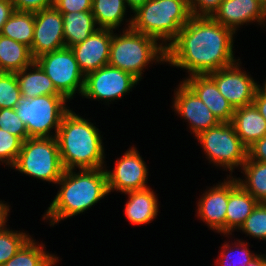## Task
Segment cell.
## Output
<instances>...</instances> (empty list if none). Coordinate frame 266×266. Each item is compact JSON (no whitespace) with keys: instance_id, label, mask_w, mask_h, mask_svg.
<instances>
[{"instance_id":"obj_14","label":"cell","mask_w":266,"mask_h":266,"mask_svg":"<svg viewBox=\"0 0 266 266\" xmlns=\"http://www.w3.org/2000/svg\"><path fill=\"white\" fill-rule=\"evenodd\" d=\"M108 190L117 188L123 192L147 189L146 167L137 151L130 150L118 161L113 173L107 172Z\"/></svg>"},{"instance_id":"obj_8","label":"cell","mask_w":266,"mask_h":266,"mask_svg":"<svg viewBox=\"0 0 266 266\" xmlns=\"http://www.w3.org/2000/svg\"><path fill=\"white\" fill-rule=\"evenodd\" d=\"M197 137L209 157L217 163L225 164L230 170L233 165L244 164L247 159V148L242 144L231 122H221Z\"/></svg>"},{"instance_id":"obj_18","label":"cell","mask_w":266,"mask_h":266,"mask_svg":"<svg viewBox=\"0 0 266 266\" xmlns=\"http://www.w3.org/2000/svg\"><path fill=\"white\" fill-rule=\"evenodd\" d=\"M231 124L247 149L266 136V120L253 104L235 108Z\"/></svg>"},{"instance_id":"obj_26","label":"cell","mask_w":266,"mask_h":266,"mask_svg":"<svg viewBox=\"0 0 266 266\" xmlns=\"http://www.w3.org/2000/svg\"><path fill=\"white\" fill-rule=\"evenodd\" d=\"M125 0H92V14L102 29L115 28L124 17Z\"/></svg>"},{"instance_id":"obj_2","label":"cell","mask_w":266,"mask_h":266,"mask_svg":"<svg viewBox=\"0 0 266 266\" xmlns=\"http://www.w3.org/2000/svg\"><path fill=\"white\" fill-rule=\"evenodd\" d=\"M56 140L64 170H72L74 165L81 169H100L103 156L100 136L86 120L68 110L62 118Z\"/></svg>"},{"instance_id":"obj_32","label":"cell","mask_w":266,"mask_h":266,"mask_svg":"<svg viewBox=\"0 0 266 266\" xmlns=\"http://www.w3.org/2000/svg\"><path fill=\"white\" fill-rule=\"evenodd\" d=\"M0 128L18 137L22 142L29 138L26 126L18 117L15 109H0Z\"/></svg>"},{"instance_id":"obj_13","label":"cell","mask_w":266,"mask_h":266,"mask_svg":"<svg viewBox=\"0 0 266 266\" xmlns=\"http://www.w3.org/2000/svg\"><path fill=\"white\" fill-rule=\"evenodd\" d=\"M111 40L110 29L97 28L84 42L70 47L82 72L87 75L108 65Z\"/></svg>"},{"instance_id":"obj_37","label":"cell","mask_w":266,"mask_h":266,"mask_svg":"<svg viewBox=\"0 0 266 266\" xmlns=\"http://www.w3.org/2000/svg\"><path fill=\"white\" fill-rule=\"evenodd\" d=\"M15 11L12 1H0V33L3 25Z\"/></svg>"},{"instance_id":"obj_42","label":"cell","mask_w":266,"mask_h":266,"mask_svg":"<svg viewBox=\"0 0 266 266\" xmlns=\"http://www.w3.org/2000/svg\"><path fill=\"white\" fill-rule=\"evenodd\" d=\"M125 1L135 11L137 8L142 6L147 0H125Z\"/></svg>"},{"instance_id":"obj_35","label":"cell","mask_w":266,"mask_h":266,"mask_svg":"<svg viewBox=\"0 0 266 266\" xmlns=\"http://www.w3.org/2000/svg\"><path fill=\"white\" fill-rule=\"evenodd\" d=\"M55 0H12L14 9L25 12H38L53 7Z\"/></svg>"},{"instance_id":"obj_20","label":"cell","mask_w":266,"mask_h":266,"mask_svg":"<svg viewBox=\"0 0 266 266\" xmlns=\"http://www.w3.org/2000/svg\"><path fill=\"white\" fill-rule=\"evenodd\" d=\"M34 62L30 47L0 34V72L16 73Z\"/></svg>"},{"instance_id":"obj_25","label":"cell","mask_w":266,"mask_h":266,"mask_svg":"<svg viewBox=\"0 0 266 266\" xmlns=\"http://www.w3.org/2000/svg\"><path fill=\"white\" fill-rule=\"evenodd\" d=\"M35 25V13L15 10L3 25L1 35L31 48Z\"/></svg>"},{"instance_id":"obj_15","label":"cell","mask_w":266,"mask_h":266,"mask_svg":"<svg viewBox=\"0 0 266 266\" xmlns=\"http://www.w3.org/2000/svg\"><path fill=\"white\" fill-rule=\"evenodd\" d=\"M175 100V108L192 122L193 131L197 136L221 123L185 83L179 89Z\"/></svg>"},{"instance_id":"obj_23","label":"cell","mask_w":266,"mask_h":266,"mask_svg":"<svg viewBox=\"0 0 266 266\" xmlns=\"http://www.w3.org/2000/svg\"><path fill=\"white\" fill-rule=\"evenodd\" d=\"M31 66L36 67V72L24 75L26 67L15 73L23 97L32 99L43 95H61L38 63L34 62Z\"/></svg>"},{"instance_id":"obj_31","label":"cell","mask_w":266,"mask_h":266,"mask_svg":"<svg viewBox=\"0 0 266 266\" xmlns=\"http://www.w3.org/2000/svg\"><path fill=\"white\" fill-rule=\"evenodd\" d=\"M245 232L266 239V202H259L241 226Z\"/></svg>"},{"instance_id":"obj_22","label":"cell","mask_w":266,"mask_h":266,"mask_svg":"<svg viewBox=\"0 0 266 266\" xmlns=\"http://www.w3.org/2000/svg\"><path fill=\"white\" fill-rule=\"evenodd\" d=\"M63 18V31L65 47L70 48L78 43L84 42L94 29L95 18L91 11L61 13Z\"/></svg>"},{"instance_id":"obj_30","label":"cell","mask_w":266,"mask_h":266,"mask_svg":"<svg viewBox=\"0 0 266 266\" xmlns=\"http://www.w3.org/2000/svg\"><path fill=\"white\" fill-rule=\"evenodd\" d=\"M29 238L22 233L0 232V266L11 259Z\"/></svg>"},{"instance_id":"obj_29","label":"cell","mask_w":266,"mask_h":266,"mask_svg":"<svg viewBox=\"0 0 266 266\" xmlns=\"http://www.w3.org/2000/svg\"><path fill=\"white\" fill-rule=\"evenodd\" d=\"M22 94L15 73L0 72V109H15Z\"/></svg>"},{"instance_id":"obj_6","label":"cell","mask_w":266,"mask_h":266,"mask_svg":"<svg viewBox=\"0 0 266 266\" xmlns=\"http://www.w3.org/2000/svg\"><path fill=\"white\" fill-rule=\"evenodd\" d=\"M13 166L39 179L58 182L64 168L56 137L54 139L51 137L26 139L22 142L21 150Z\"/></svg>"},{"instance_id":"obj_11","label":"cell","mask_w":266,"mask_h":266,"mask_svg":"<svg viewBox=\"0 0 266 266\" xmlns=\"http://www.w3.org/2000/svg\"><path fill=\"white\" fill-rule=\"evenodd\" d=\"M62 14L53 6L35 12L32 46L34 59L65 47Z\"/></svg>"},{"instance_id":"obj_5","label":"cell","mask_w":266,"mask_h":266,"mask_svg":"<svg viewBox=\"0 0 266 266\" xmlns=\"http://www.w3.org/2000/svg\"><path fill=\"white\" fill-rule=\"evenodd\" d=\"M155 41V38L131 28L123 36L116 38L113 36L108 64L139 79L142 67L154 59L158 51L162 53L161 61L166 60V48L162 46L158 48Z\"/></svg>"},{"instance_id":"obj_7","label":"cell","mask_w":266,"mask_h":266,"mask_svg":"<svg viewBox=\"0 0 266 266\" xmlns=\"http://www.w3.org/2000/svg\"><path fill=\"white\" fill-rule=\"evenodd\" d=\"M65 100L63 95H43L32 99L22 96L15 111L25 124L29 138L48 137L47 133L53 126H56L57 133L68 111L63 106Z\"/></svg>"},{"instance_id":"obj_39","label":"cell","mask_w":266,"mask_h":266,"mask_svg":"<svg viewBox=\"0 0 266 266\" xmlns=\"http://www.w3.org/2000/svg\"><path fill=\"white\" fill-rule=\"evenodd\" d=\"M252 104L266 120V93L263 90L261 92V89H257Z\"/></svg>"},{"instance_id":"obj_24","label":"cell","mask_w":266,"mask_h":266,"mask_svg":"<svg viewBox=\"0 0 266 266\" xmlns=\"http://www.w3.org/2000/svg\"><path fill=\"white\" fill-rule=\"evenodd\" d=\"M126 193H129L130 201L126 204L125 212L132 223H148L157 215V201L148 188Z\"/></svg>"},{"instance_id":"obj_4","label":"cell","mask_w":266,"mask_h":266,"mask_svg":"<svg viewBox=\"0 0 266 266\" xmlns=\"http://www.w3.org/2000/svg\"><path fill=\"white\" fill-rule=\"evenodd\" d=\"M193 3V0H147L135 10L137 14L129 28L156 40L175 39L192 16H201Z\"/></svg>"},{"instance_id":"obj_38","label":"cell","mask_w":266,"mask_h":266,"mask_svg":"<svg viewBox=\"0 0 266 266\" xmlns=\"http://www.w3.org/2000/svg\"><path fill=\"white\" fill-rule=\"evenodd\" d=\"M198 1V4L200 5V7L203 9V16L204 17H210V13L212 12H216L219 7L220 4L222 3L223 0H196Z\"/></svg>"},{"instance_id":"obj_9","label":"cell","mask_w":266,"mask_h":266,"mask_svg":"<svg viewBox=\"0 0 266 266\" xmlns=\"http://www.w3.org/2000/svg\"><path fill=\"white\" fill-rule=\"evenodd\" d=\"M47 76L52 80L55 89L66 99L70 98L78 83L83 93L85 78L80 82L82 71L78 66L74 53L71 48L62 49L45 53L35 59Z\"/></svg>"},{"instance_id":"obj_28","label":"cell","mask_w":266,"mask_h":266,"mask_svg":"<svg viewBox=\"0 0 266 266\" xmlns=\"http://www.w3.org/2000/svg\"><path fill=\"white\" fill-rule=\"evenodd\" d=\"M54 258L45 254L42 249L35 247L28 239L18 252L2 266H50Z\"/></svg>"},{"instance_id":"obj_36","label":"cell","mask_w":266,"mask_h":266,"mask_svg":"<svg viewBox=\"0 0 266 266\" xmlns=\"http://www.w3.org/2000/svg\"><path fill=\"white\" fill-rule=\"evenodd\" d=\"M247 157L251 160L258 158L259 162L266 163V136L257 140L247 149Z\"/></svg>"},{"instance_id":"obj_41","label":"cell","mask_w":266,"mask_h":266,"mask_svg":"<svg viewBox=\"0 0 266 266\" xmlns=\"http://www.w3.org/2000/svg\"><path fill=\"white\" fill-rule=\"evenodd\" d=\"M7 210L8 208L6 207V205L0 203V227H2L4 225L3 223H5V217L7 215ZM1 231H3V228L2 230L0 228V232Z\"/></svg>"},{"instance_id":"obj_1","label":"cell","mask_w":266,"mask_h":266,"mask_svg":"<svg viewBox=\"0 0 266 266\" xmlns=\"http://www.w3.org/2000/svg\"><path fill=\"white\" fill-rule=\"evenodd\" d=\"M232 29L218 23L212 16H195L181 28L166 48V61L207 75L234 63Z\"/></svg>"},{"instance_id":"obj_43","label":"cell","mask_w":266,"mask_h":266,"mask_svg":"<svg viewBox=\"0 0 266 266\" xmlns=\"http://www.w3.org/2000/svg\"><path fill=\"white\" fill-rule=\"evenodd\" d=\"M247 266H266V259L256 256Z\"/></svg>"},{"instance_id":"obj_21","label":"cell","mask_w":266,"mask_h":266,"mask_svg":"<svg viewBox=\"0 0 266 266\" xmlns=\"http://www.w3.org/2000/svg\"><path fill=\"white\" fill-rule=\"evenodd\" d=\"M203 200V201H202ZM200 202L199 214L210 227L225 232V216L228 204V183L212 189Z\"/></svg>"},{"instance_id":"obj_12","label":"cell","mask_w":266,"mask_h":266,"mask_svg":"<svg viewBox=\"0 0 266 266\" xmlns=\"http://www.w3.org/2000/svg\"><path fill=\"white\" fill-rule=\"evenodd\" d=\"M233 64L207 74L219 92L233 106L239 108L253 103L258 86L247 75L239 72Z\"/></svg>"},{"instance_id":"obj_27","label":"cell","mask_w":266,"mask_h":266,"mask_svg":"<svg viewBox=\"0 0 266 266\" xmlns=\"http://www.w3.org/2000/svg\"><path fill=\"white\" fill-rule=\"evenodd\" d=\"M245 174L248 175V184H244L238 181V184L247 192H249L259 202H266V163L256 161L252 162L247 157L243 164Z\"/></svg>"},{"instance_id":"obj_3","label":"cell","mask_w":266,"mask_h":266,"mask_svg":"<svg viewBox=\"0 0 266 266\" xmlns=\"http://www.w3.org/2000/svg\"><path fill=\"white\" fill-rule=\"evenodd\" d=\"M99 168L82 169L73 175L71 169L64 170L58 182H63L60 193L50 205L47 216L55 221L83 212L109 192L106 172ZM98 171V172H97Z\"/></svg>"},{"instance_id":"obj_33","label":"cell","mask_w":266,"mask_h":266,"mask_svg":"<svg viewBox=\"0 0 266 266\" xmlns=\"http://www.w3.org/2000/svg\"><path fill=\"white\" fill-rule=\"evenodd\" d=\"M22 141L0 128V159L8 158L12 164L15 163L17 156L21 150Z\"/></svg>"},{"instance_id":"obj_16","label":"cell","mask_w":266,"mask_h":266,"mask_svg":"<svg viewBox=\"0 0 266 266\" xmlns=\"http://www.w3.org/2000/svg\"><path fill=\"white\" fill-rule=\"evenodd\" d=\"M184 83L202 100L220 122H231L233 106L219 92L215 82L207 75H192Z\"/></svg>"},{"instance_id":"obj_17","label":"cell","mask_w":266,"mask_h":266,"mask_svg":"<svg viewBox=\"0 0 266 266\" xmlns=\"http://www.w3.org/2000/svg\"><path fill=\"white\" fill-rule=\"evenodd\" d=\"M211 16L221 25L234 30V25L266 16V8L260 0H223L216 15ZM233 26V27H232Z\"/></svg>"},{"instance_id":"obj_19","label":"cell","mask_w":266,"mask_h":266,"mask_svg":"<svg viewBox=\"0 0 266 266\" xmlns=\"http://www.w3.org/2000/svg\"><path fill=\"white\" fill-rule=\"evenodd\" d=\"M235 182H228L225 232L230 231L233 226L241 227L259 203L258 200L238 184L237 180Z\"/></svg>"},{"instance_id":"obj_40","label":"cell","mask_w":266,"mask_h":266,"mask_svg":"<svg viewBox=\"0 0 266 266\" xmlns=\"http://www.w3.org/2000/svg\"><path fill=\"white\" fill-rule=\"evenodd\" d=\"M241 253L244 254V257H243V260H242L243 263H241L243 266H247L248 263H250L252 260H254L256 258V257H253L252 255H250L249 251L247 249H245V248H244V250H242ZM241 264H240V266H242ZM224 266H228V265H226V263H225Z\"/></svg>"},{"instance_id":"obj_10","label":"cell","mask_w":266,"mask_h":266,"mask_svg":"<svg viewBox=\"0 0 266 266\" xmlns=\"http://www.w3.org/2000/svg\"><path fill=\"white\" fill-rule=\"evenodd\" d=\"M138 81L130 73L105 65L85 75L83 95L93 98H118Z\"/></svg>"},{"instance_id":"obj_44","label":"cell","mask_w":266,"mask_h":266,"mask_svg":"<svg viewBox=\"0 0 266 266\" xmlns=\"http://www.w3.org/2000/svg\"><path fill=\"white\" fill-rule=\"evenodd\" d=\"M260 2H261L262 5L266 8V0H260Z\"/></svg>"},{"instance_id":"obj_34","label":"cell","mask_w":266,"mask_h":266,"mask_svg":"<svg viewBox=\"0 0 266 266\" xmlns=\"http://www.w3.org/2000/svg\"><path fill=\"white\" fill-rule=\"evenodd\" d=\"M60 13L92 10V0H55L53 5Z\"/></svg>"}]
</instances>
